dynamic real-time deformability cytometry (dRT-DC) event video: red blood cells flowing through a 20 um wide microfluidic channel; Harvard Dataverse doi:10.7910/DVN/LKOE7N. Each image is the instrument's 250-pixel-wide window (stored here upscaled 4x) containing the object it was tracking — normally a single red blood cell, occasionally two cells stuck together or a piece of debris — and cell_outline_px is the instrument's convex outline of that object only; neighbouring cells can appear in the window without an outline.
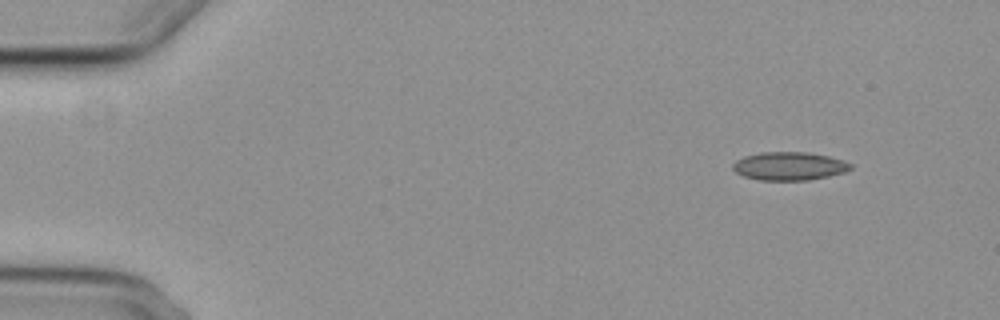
{"species": "common noctule bat (a hibernating species)", "species_latin": "Nyctalus noctula", "temperature_condition": "cold", "stored_images_in_passage": 4, "camera_frame_rate_fps": 3000, "um_per_image_px": 0.085, "animal": {"sex": "female", "body_mass_g": 29.2, "forearm_length_mm": 56.3}, "frame": {"image": 1, "passage_image": 1, "time_ms": 0.0, "image_size_px": [1000, 320], "cell_outline_px": [[852, 168], [844, 172], [828, 176], [808, 180], [760, 180], [744, 176], [736, 172], [732, 168], [732, 164], [736, 160], [744, 156], [760, 152], [808, 152], [828, 156], [844, 160], [852, 164]], "centroid_in_image_um": [67.08, 14.11], "position_along_channel_um": 17.9, "area_um2": 19.42}}